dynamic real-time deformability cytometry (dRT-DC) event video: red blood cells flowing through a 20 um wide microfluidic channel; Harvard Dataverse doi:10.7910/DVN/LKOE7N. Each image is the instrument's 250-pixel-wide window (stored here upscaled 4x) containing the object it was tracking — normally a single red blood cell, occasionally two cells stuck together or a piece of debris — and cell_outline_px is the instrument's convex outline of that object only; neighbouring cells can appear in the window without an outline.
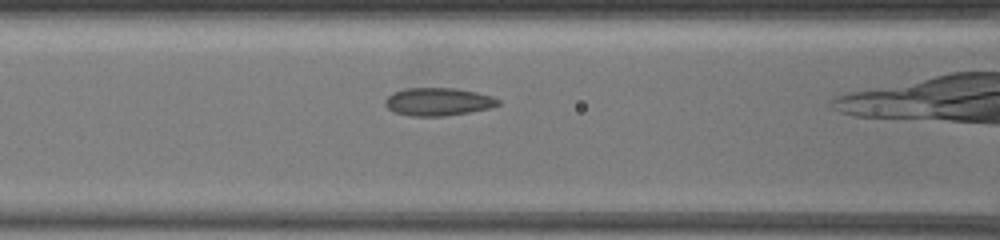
{"species": "common noctule bat (a hibernating species)", "species_latin": "Nyctalus noctula", "temperature_condition": "warm", "stored_images_in_passage": 31, "camera_frame_rate_fps": 3000, "um_per_image_px": 0.085, "animal": {"sex": "female", "body_mass_g": 19.5, "forearm_length_mm": 54.1}, "frame": {"image": 1, "passage_image": 7, "time_ms": 1.667, "image_size_px": [1000, 240], "cell_outline_px": [[500, 104], [488, 108], [468, 112], [444, 116], [408, 116], [392, 112], [384, 104], [384, 100], [392, 92], [408, 88], [452, 88], [476, 92], [492, 96], [500, 100]], "centroid_in_image_um": [37.19, 8.65], "position_along_channel_um": 129.4, "area_um2": 18.38}}
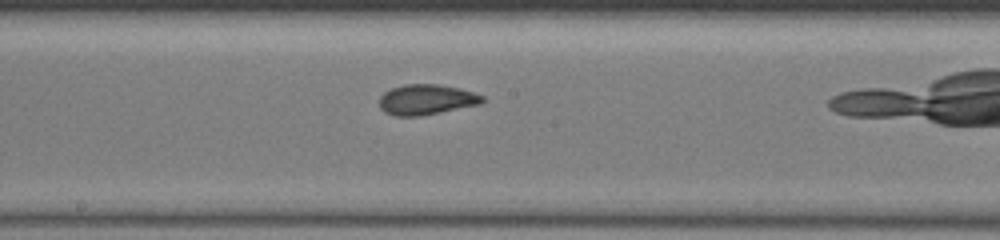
{"frame": {"image": 2, "passage_image": 13, "time_ms": 3.667, "image_size_px": [1000, 240], "cell_outline_px": [[484, 100], [480, 104], [420, 116], [396, 116], [384, 112], [380, 108], [380, 96], [384, 92], [392, 88], [404, 84], [436, 84], [460, 88], [484, 96]], "centroid_in_image_um": [36.22, 8.46], "position_along_channel_um": 212.0, "area_um2": 18.15}}
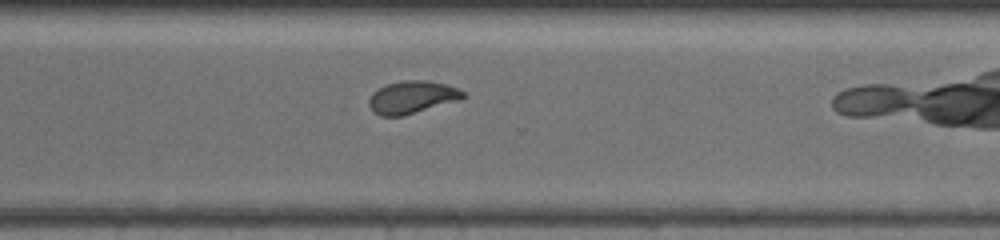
{"frame": {"image": 3, "passage_image": 25, "time_ms": 6.667, "image_size_px": [1000, 240], "cell_outline_px": [[468, 96], [460, 100], [404, 116], [380, 116], [372, 112], [368, 104], [368, 100], [372, 92], [388, 84], [404, 80], [424, 80], [444, 84], [456, 88], [464, 92]], "centroid_in_image_um": [35.01, 8.28], "position_along_channel_um": 335.6, "area_um2": 17.98}}